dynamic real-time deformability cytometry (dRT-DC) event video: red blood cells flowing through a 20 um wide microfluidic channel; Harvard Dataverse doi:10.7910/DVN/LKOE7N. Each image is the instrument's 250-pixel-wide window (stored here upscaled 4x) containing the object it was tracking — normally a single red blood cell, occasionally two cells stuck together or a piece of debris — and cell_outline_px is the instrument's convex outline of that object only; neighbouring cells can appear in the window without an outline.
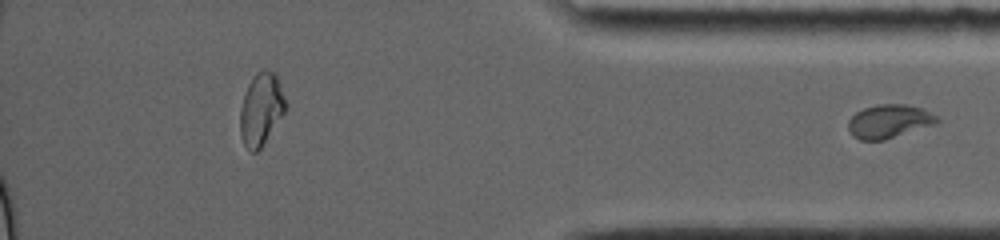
{"species": "common noctule bat (a hibernating species)", "species_latin": "Nyctalus noctula", "temperature_condition": "room temperature", "stored_images_in_passage": 16, "segment_of_instrument_passage": [2, 2], "camera_frame_rate_fps": 4000, "um_per_image_px": 0.085, "animal": {"sex": "female", "body_mass_g": 19.0, "forearm_length_mm": 56.7}, "frame": {"image": 1, "passage_image": 16, "time_ms": 9.5, "image_size_px": [1000, 240], "cell_outline_px": [[940, 120], [936, 124], [884, 140], [860, 140], [852, 136], [848, 128], [848, 120], [856, 112], [864, 108], [880, 104], [904, 104], [920, 108], [936, 116]], "centroid_in_image_um": [75.54, 10.32], "position_along_channel_um": 359.7, "area_um2": 17.22}}